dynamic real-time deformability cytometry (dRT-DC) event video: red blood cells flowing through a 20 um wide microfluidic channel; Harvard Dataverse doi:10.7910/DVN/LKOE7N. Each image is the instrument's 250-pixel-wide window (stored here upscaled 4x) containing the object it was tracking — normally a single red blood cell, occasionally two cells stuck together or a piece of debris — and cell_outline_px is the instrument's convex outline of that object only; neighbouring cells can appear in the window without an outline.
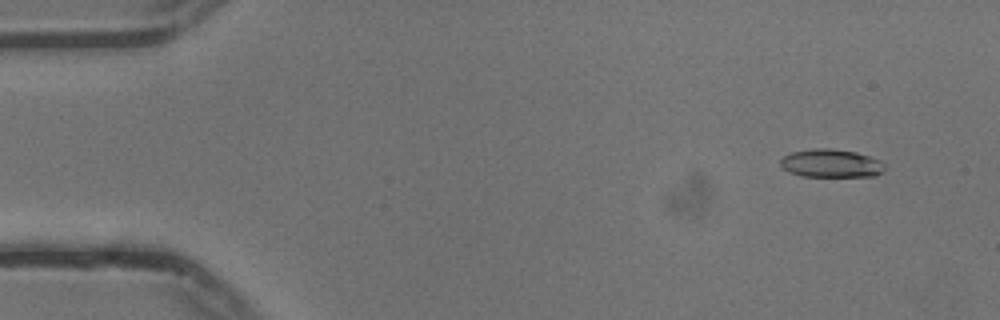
{"species": "common noctule bat (a hibernating species)", "species_latin": "Nyctalus noctula", "temperature_condition": "cold", "stored_images_in_passage": 55, "camera_frame_rate_fps": 3000, "um_per_image_px": 0.085, "animal": {"sex": "male", "body_mass_g": 13.3}, "frame": {"image": 1, "passage_image": 5, "time_ms": 1.333, "image_size_px": [1000, 320], "cell_outline_px": [[884, 172], [876, 176], [804, 176], [788, 172], [780, 164], [780, 160], [784, 156], [792, 152], [812, 148], [832, 148], [856, 152], [880, 160], [884, 164]], "centroid_in_image_um": [70.65, 13.88], "position_along_channel_um": 14.3, "area_um2": 17.17}}
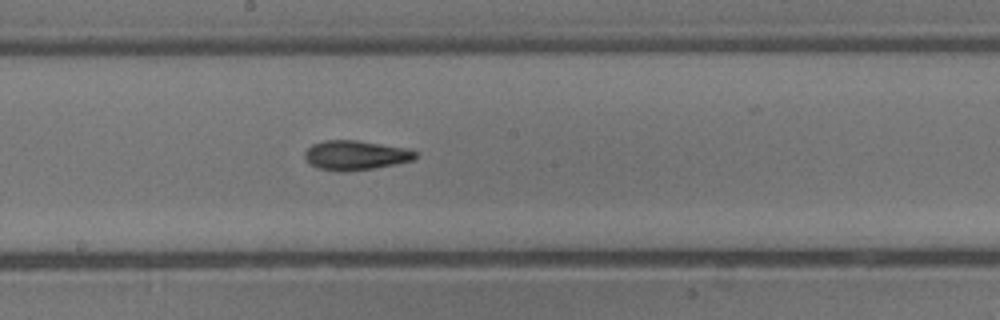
{"frame": {"image": 2, "passage_image": 30, "time_ms": 9.667, "image_size_px": [1000, 320], "cell_outline_px": [[416, 156], [412, 160], [396, 164], [372, 168], [340, 172], [316, 168], [308, 164], [304, 156], [304, 152], [312, 144], [324, 140], [356, 140], [412, 148], [416, 152]], "centroid_in_image_um": [30.2, 13.19], "position_along_channel_um": 218.0, "area_um2": 19.25}}
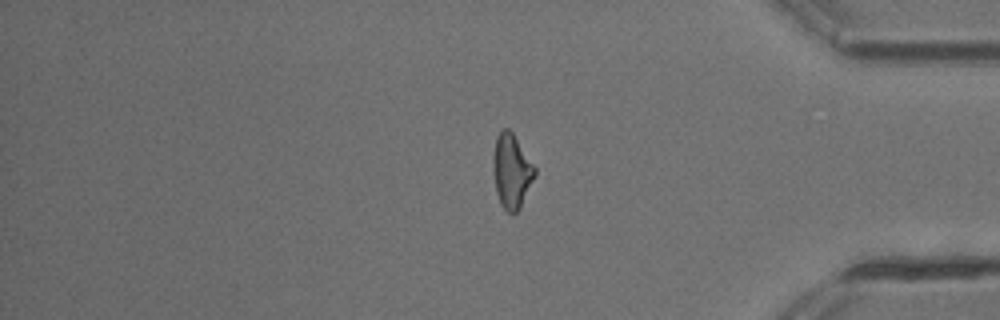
{"frame": {"image": 3, "passage_image": 46, "time_ms": 15.0, "image_size_px": [1000, 320], "cell_outline_px": [[536, 176], [520, 208], [512, 216], [500, 204], [496, 192], [496, 136], [504, 128], [508, 128], [512, 132], [536, 168]], "centroid_in_image_um": [43.56, 14.6], "position_along_channel_um": 391.6, "area_um2": 17.28}, "authors_computed_cell_mechanics": {"area_um2": 17.9758, "velocity_mm_per_s": 3.7478, "shape_relaxation_time_tau1_ms": 4.6451, "shape_relaxation_time_tau2_ms": 2.3856, "deformation_change_tau1": 0.1599, "deformation_change_tau2": 0.0979}}